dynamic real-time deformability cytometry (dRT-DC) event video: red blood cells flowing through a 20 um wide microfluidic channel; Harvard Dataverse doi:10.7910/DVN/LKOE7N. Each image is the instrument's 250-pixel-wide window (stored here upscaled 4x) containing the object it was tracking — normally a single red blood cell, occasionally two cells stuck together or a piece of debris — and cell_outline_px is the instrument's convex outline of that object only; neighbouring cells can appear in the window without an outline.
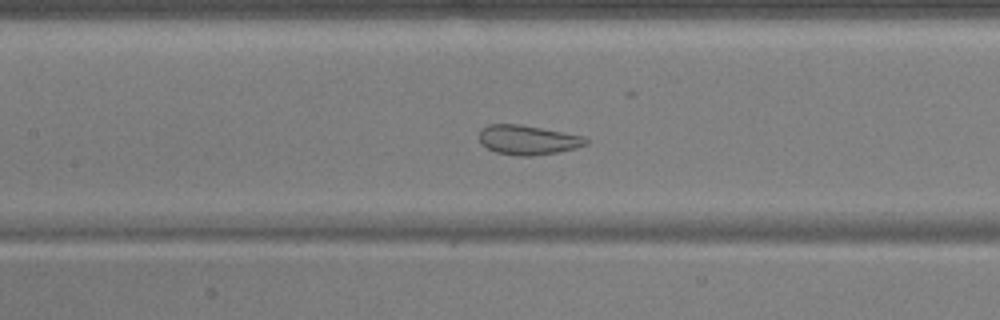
{"species": "common noctule bat (a hibernating species)", "species_latin": "Nyctalus noctula", "temperature_condition": "warm", "stored_images_in_passage": 54, "camera_frame_rate_fps": 3000, "um_per_image_px": 0.085, "animal": {"sex": "male", "body_mass_g": 17.9, "forearm_length_mm": 54.2}, "frame": {"image": 1, "passage_image": 25, "time_ms": 8.0, "image_size_px": [1000, 320], "cell_outline_px": [[588, 144], [576, 148], [560, 152], [532, 156], [520, 156], [496, 152], [480, 144], [480, 128], [488, 124], [520, 124], [584, 136], [588, 140]], "centroid_in_image_um": [44.87, 11.89], "position_along_channel_um": 162.5, "area_um2": 18.44}}
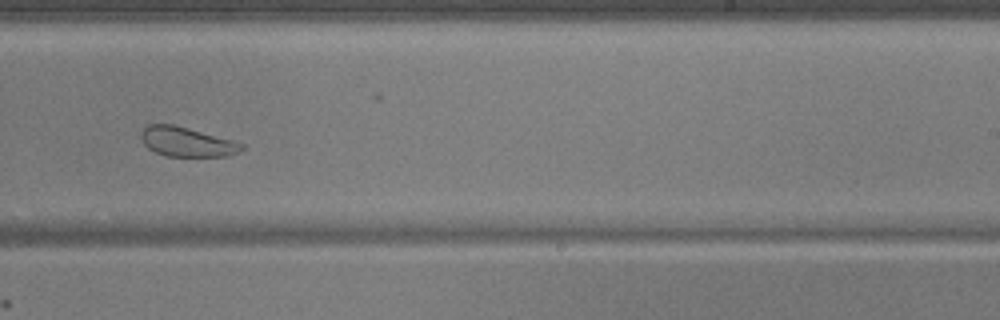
{"frame": {"image": 2, "passage_image": 34, "time_ms": 11.0, "image_size_px": [1000, 320], "cell_outline_px": [[244, 148], [228, 156], [164, 156], [148, 148], [140, 140], [140, 132], [148, 124], [172, 124], [188, 128], [232, 140], [244, 144]], "centroid_in_image_um": [15.83, 12.05], "position_along_channel_um": 273.2, "area_um2": 17.22}}
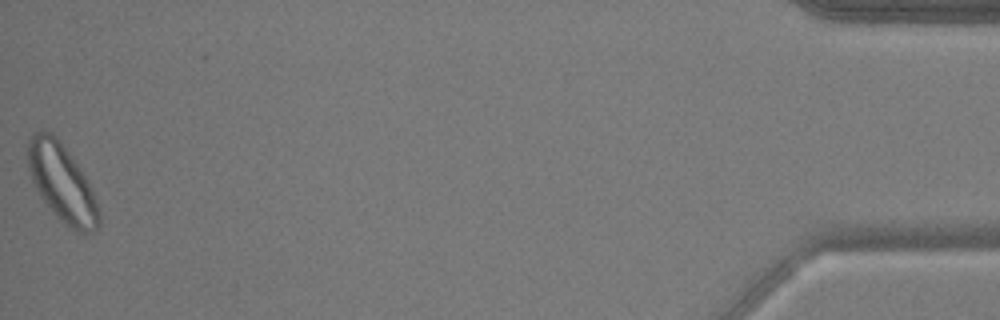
{"frame": {"image": 3, "passage_image": 54, "time_ms": 17.667, "image_size_px": [1000, 320], "cell_outline_px": [[100, 228], [92, 232], [76, 232], [64, 224], [56, 216], [40, 196], [32, 180], [28, 168], [28, 140], [32, 132], [52, 132], [60, 140], [84, 176], [96, 200], [100, 212]], "centroid_in_image_um": [5.26, 15.57], "position_along_channel_um": 429.9, "area_um2": 31.79}, "authors_computed_cell_mechanics": {"area_um2": 26.3857, "velocity_mm_per_s": 3.7045, "shape_relaxation_time_tau1_ms": null, "shape_relaxation_time_tau2_ms": 0.928, "deformation_change_tau1": null, "deformation_change_tau2": 0.0689}}